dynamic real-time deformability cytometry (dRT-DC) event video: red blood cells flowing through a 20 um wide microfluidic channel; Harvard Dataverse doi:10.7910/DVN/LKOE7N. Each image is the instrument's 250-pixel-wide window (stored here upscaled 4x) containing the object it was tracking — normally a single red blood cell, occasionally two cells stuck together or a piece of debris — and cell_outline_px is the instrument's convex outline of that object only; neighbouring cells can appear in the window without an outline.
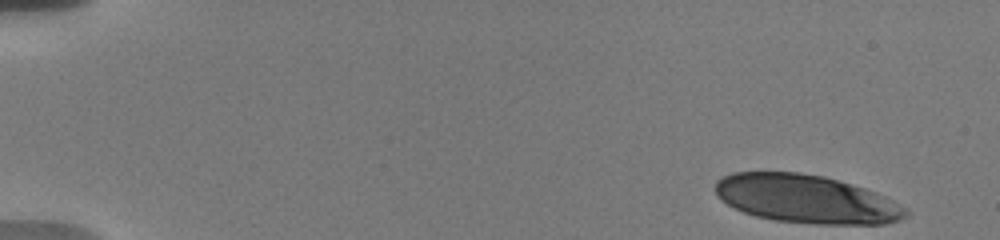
{"species": "human", "species_latin": "Homo sapiens", "temperature_condition": "warm", "stored_images_in_passage": 17, "camera_frame_rate_fps": 3000, "um_per_image_px": 0.085, "donor": {"sex": "male"}, "frame": {"image": 1, "passage_image": 1, "time_ms": 0.0, "image_size_px": [1000, 240], "cell_outline_px": [[908, 216], [900, 220], [884, 224], [816, 224], [776, 220], [756, 216], [744, 212], [720, 200], [716, 196], [716, 180], [732, 172], [800, 172], [824, 176], [852, 184], [876, 192], [908, 208]], "centroid_in_image_um": [68.55, 16.91], "position_along_channel_um": 16.5, "area_um2": 53.7}}